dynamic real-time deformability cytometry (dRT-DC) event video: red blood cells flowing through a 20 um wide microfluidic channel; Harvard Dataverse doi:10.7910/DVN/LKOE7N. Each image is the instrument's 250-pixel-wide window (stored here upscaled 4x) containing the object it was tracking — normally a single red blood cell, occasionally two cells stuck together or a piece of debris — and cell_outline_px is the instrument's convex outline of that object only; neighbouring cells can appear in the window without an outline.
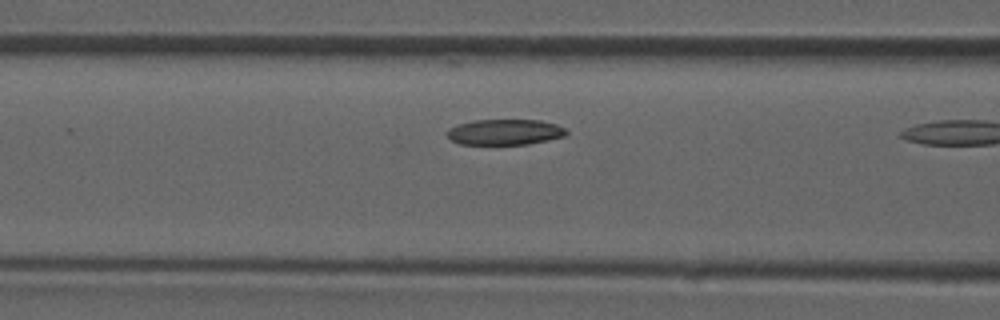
{"species": "common noctule bat (a hibernating species)", "species_latin": "Nyctalus noctula", "temperature_condition": "room temperature", "stored_images_in_passage": 11, "camera_frame_rate_fps": 3000, "um_per_image_px": 0.085, "animal": {"sex": "male", "forearm_length_mm": 52.5}, "frame": {"image": 1, "passage_image": 10, "time_ms": 3.0, "image_size_px": [1000, 320], "cell_outline_px": [[568, 132], [564, 136], [548, 140], [528, 144], [460, 144], [452, 140], [448, 136], [448, 128], [460, 124], [476, 120], [540, 120], [556, 124], [564, 128]], "centroid_in_image_um": [42.94, 11.22], "position_along_channel_um": 123.7, "area_um2": 17.63}}